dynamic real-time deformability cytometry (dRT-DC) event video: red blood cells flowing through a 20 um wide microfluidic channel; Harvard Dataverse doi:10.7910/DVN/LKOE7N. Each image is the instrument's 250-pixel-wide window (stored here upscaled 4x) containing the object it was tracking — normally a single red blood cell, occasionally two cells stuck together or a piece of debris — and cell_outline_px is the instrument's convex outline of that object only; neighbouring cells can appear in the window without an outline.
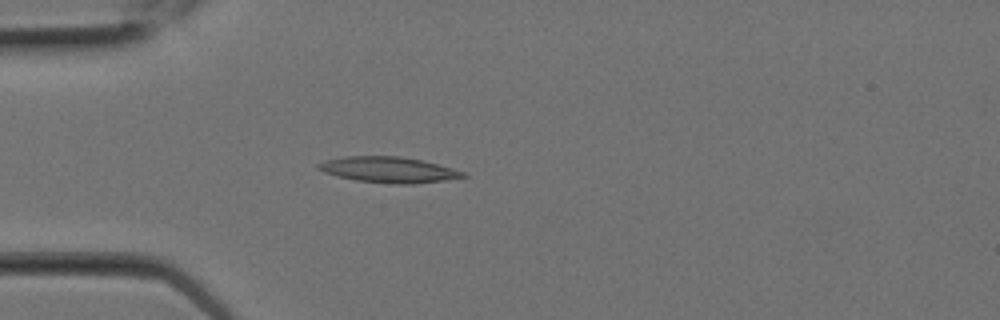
{"species": "Egyptian fruit bat (a non-hibernating species)", "species_latin": "Rousettus aegyptiacus", "temperature_condition": "room temperature", "stored_images_in_passage": 9, "camera_frame_rate_fps": 3000, "um_per_image_px": 0.085, "animal": {"sex": "female"}, "frame": {"image": 1, "passage_image": 6, "time_ms": 1.667, "image_size_px": [1000, 320], "cell_outline_px": [[468, 176], [444, 180], [412, 184], [392, 184], [356, 180], [336, 176], [324, 172], [316, 168], [316, 164], [324, 160], [344, 156], [400, 156], [424, 160], [452, 168], [464, 172]], "centroid_in_image_um": [32.99, 14.42], "position_along_channel_um": 52.0, "area_um2": 21.85}}
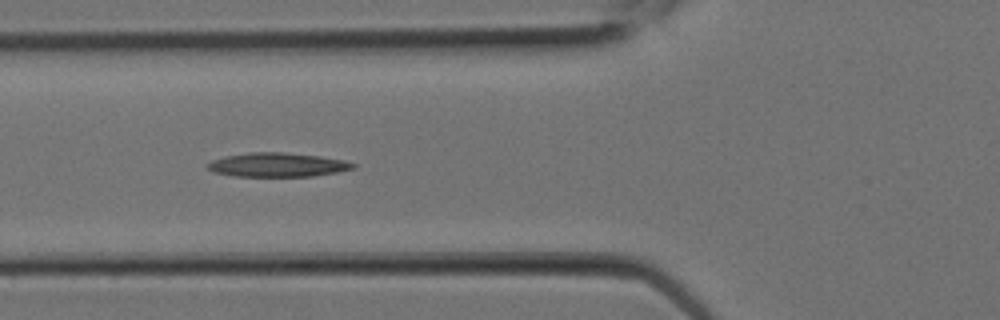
{"frame": {"image": 2, "passage_image": 8, "time_ms": 2.333, "image_size_px": [1000, 320], "cell_outline_px": [[356, 168], [336, 172], [312, 176], [236, 176], [212, 172], [204, 164], [212, 160], [224, 156], [248, 152], [284, 152], [320, 156], [344, 160], [356, 164]], "centroid_in_image_um": [23.55, 14.0], "position_along_channel_um": 102.3, "area_um2": 20.46}}
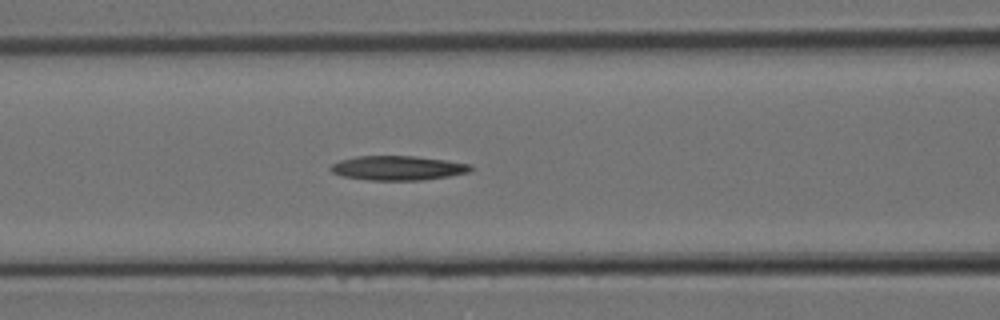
{"frame": {"image": 3, "passage_image": 9, "time_ms": 2.667, "image_size_px": [1000, 320], "cell_outline_px": [[476, 168], [468, 172], [448, 176], [420, 180], [368, 180], [344, 176], [332, 172], [328, 168], [332, 164], [340, 160], [356, 156], [416, 156], [448, 160], [472, 164]], "centroid_in_image_um": [33.85, 14.27], "position_along_channel_um": 132.7, "area_um2": 20.0}}